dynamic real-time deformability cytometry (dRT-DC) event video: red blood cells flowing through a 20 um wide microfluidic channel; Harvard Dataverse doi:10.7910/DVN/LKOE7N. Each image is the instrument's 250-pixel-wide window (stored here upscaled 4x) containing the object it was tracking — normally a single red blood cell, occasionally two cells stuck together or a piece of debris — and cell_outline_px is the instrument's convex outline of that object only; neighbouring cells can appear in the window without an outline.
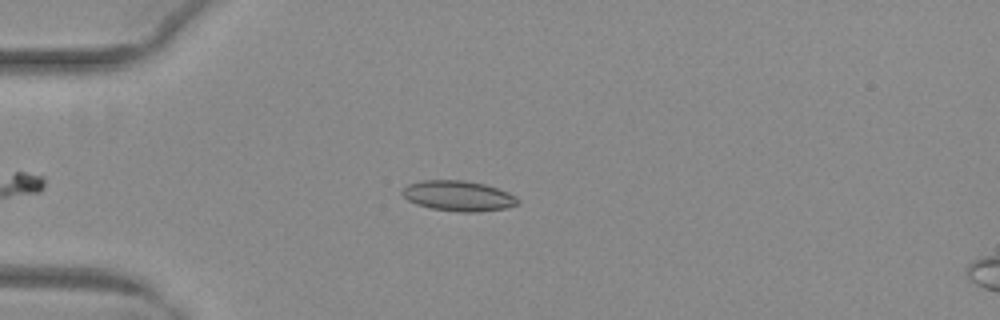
{"species": "common noctule bat (a hibernating species)", "species_latin": "Nyctalus noctula", "temperature_condition": "warm", "stored_images_in_passage": 38, "camera_frame_rate_fps": 3000, "um_per_image_px": 0.085, "animal": {"sex": "female", "body_mass_g": 29.2, "forearm_length_mm": 56.3}, "frame": {"image": 1, "passage_image": 3, "time_ms": 0.667, "image_size_px": [1000, 320], "cell_outline_px": [[520, 204], [504, 208], [476, 212], [456, 212], [432, 208], [416, 204], [408, 200], [400, 192], [408, 184], [424, 180], [464, 180], [484, 184], [508, 192], [516, 196], [520, 200]], "centroid_in_image_um": [38.97, 16.65], "position_along_channel_um": 46.0, "area_um2": 20.4}}
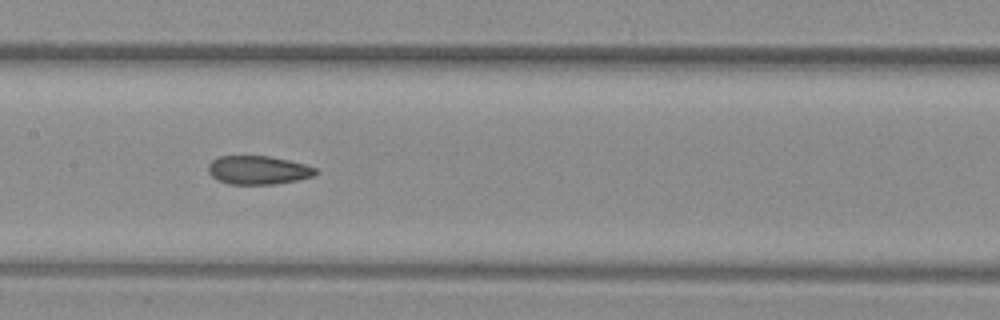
{"frame": {"image": 2, "passage_image": 15, "time_ms": 4.667, "image_size_px": [1000, 320], "cell_outline_px": [[316, 176], [300, 180], [276, 184], [228, 184], [216, 180], [208, 172], [208, 164], [212, 160], [220, 156], [268, 156], [288, 160], [304, 164], [316, 168]], "centroid_in_image_um": [21.94, 14.47], "position_along_channel_um": 185.5, "area_um2": 18.03}}
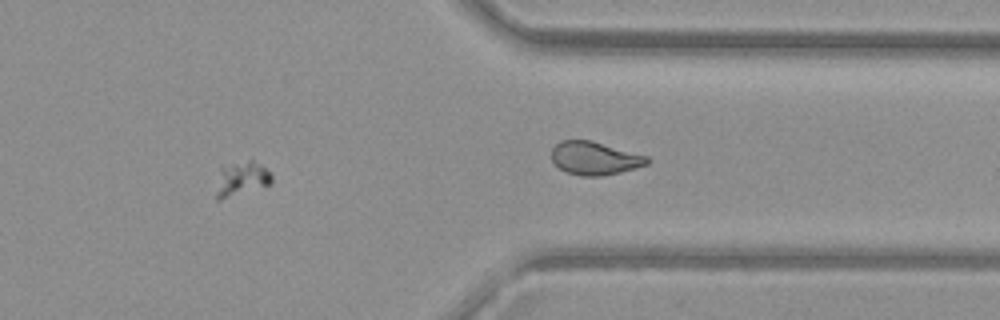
{"frame": {"image": 3, "passage_image": 28, "time_ms": 9.0, "image_size_px": [1000, 320], "cell_outline_px": [[272, 184], [220, 200], [216, 200], [216, 192], [220, 168], [232, 164], [248, 160], [252, 160], [260, 164], [272, 176]], "centroid_in_image_um": [20.53, 15.21], "position_along_channel_um": 390.9, "area_um2": 10.87}, "authors_computed_cell_mechanics": {"area_um2": 18.496, "velocity_mm_per_s": 4.05, "shape_relaxation_time_tau1_ms": null, "shape_relaxation_time_tau2_ms": 2.2851, "deformation_change_tau1": null, "deformation_change_tau2": 0.094}}